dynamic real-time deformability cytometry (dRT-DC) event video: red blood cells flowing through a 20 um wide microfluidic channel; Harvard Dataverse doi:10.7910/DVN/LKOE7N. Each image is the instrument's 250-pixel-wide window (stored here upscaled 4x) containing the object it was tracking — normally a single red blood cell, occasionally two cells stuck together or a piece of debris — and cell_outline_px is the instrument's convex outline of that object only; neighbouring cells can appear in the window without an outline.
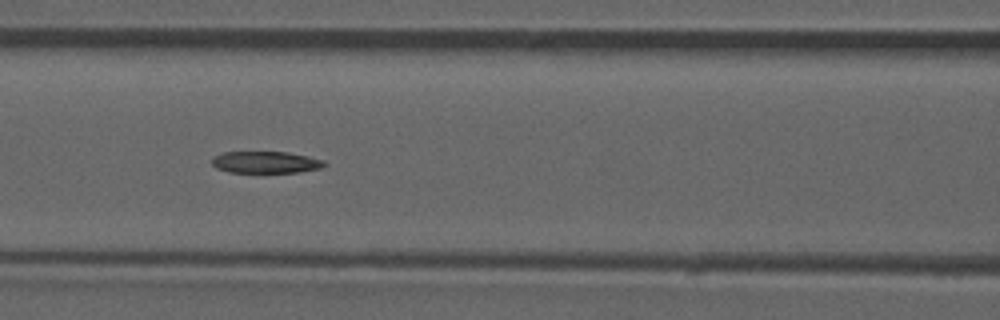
{"species": "common noctule bat (a hibernating species)", "species_latin": "Nyctalus noctula", "temperature_condition": "room temperature", "stored_images_in_passage": 39, "camera_frame_rate_fps": 3000, "um_per_image_px": 0.085, "animal": {"sex": "male", "forearm_length_mm": 52.5}, "frame": {"image": 1, "passage_image": 17, "time_ms": 5.333, "image_size_px": [1000, 320], "cell_outline_px": [[328, 164], [320, 168], [300, 172], [228, 172], [216, 168], [212, 164], [212, 156], [224, 152], [288, 152], [308, 156], [324, 160]], "centroid_in_image_um": [22.59, 13.79], "position_along_channel_um": 144.0, "area_um2": 14.33}}